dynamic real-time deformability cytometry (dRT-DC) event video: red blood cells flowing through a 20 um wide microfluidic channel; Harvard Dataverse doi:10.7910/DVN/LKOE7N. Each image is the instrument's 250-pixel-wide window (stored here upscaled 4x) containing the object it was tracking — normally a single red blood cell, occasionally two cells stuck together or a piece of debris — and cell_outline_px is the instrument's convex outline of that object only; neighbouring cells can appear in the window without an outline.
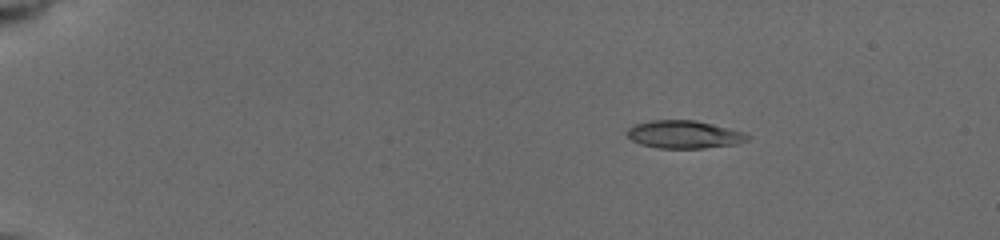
{"species": "common noctule bat (a hibernating species)", "species_latin": "Nyctalus noctula", "temperature_condition": "cold", "stored_images_in_passage": 7, "camera_frame_rate_fps": 3000, "um_per_image_px": 0.085, "animal": {"sex": "female", "body_mass_g": 19.5, "forearm_length_mm": 54.1}, "frame": {"image": 1, "passage_image": 4, "time_ms": 3.0, "image_size_px": [1000, 240], "cell_outline_px": [[752, 136], [748, 140], [736, 144], [704, 148], [656, 148], [640, 144], [632, 140], [624, 132], [628, 128], [636, 124], [652, 120], [696, 120], [744, 132]], "centroid_in_image_um": [58.14, 11.43], "position_along_channel_um": 26.9, "area_um2": 19.59}}